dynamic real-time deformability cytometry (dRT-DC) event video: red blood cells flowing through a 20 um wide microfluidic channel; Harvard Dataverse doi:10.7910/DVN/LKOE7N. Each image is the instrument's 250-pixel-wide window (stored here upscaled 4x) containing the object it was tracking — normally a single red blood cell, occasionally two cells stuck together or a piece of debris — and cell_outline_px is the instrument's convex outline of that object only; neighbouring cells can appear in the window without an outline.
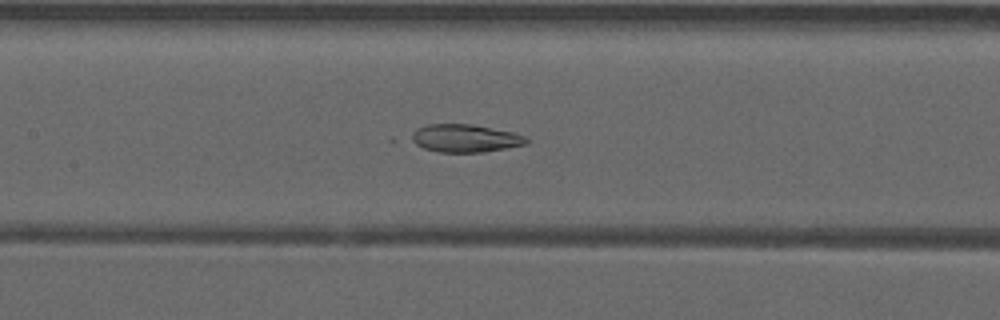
{"species": "common noctule bat (a hibernating species)", "species_latin": "Nyctalus noctula", "temperature_condition": "warm", "stored_images_in_passage": 52, "camera_frame_rate_fps": 3000, "um_per_image_px": 0.085, "animal": {"sex": "male", "forearm_length_mm": 52.5}, "frame": {"image": 1, "passage_image": 25, "time_ms": 8.0, "image_size_px": [1000, 320], "cell_outline_px": [[528, 144], [484, 152], [440, 152], [392, 144], [388, 140], [392, 136], [428, 124], [472, 124], [512, 132], [528, 136]], "centroid_in_image_um": [38.98, 11.77], "position_along_channel_um": 168.4, "area_um2": 21.1}}
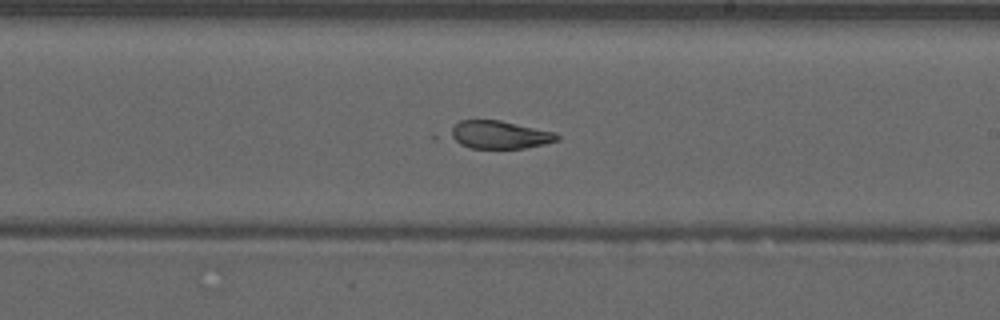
{"frame": {"image": 2, "passage_image": 31, "time_ms": 10.0, "image_size_px": [1000, 320], "cell_outline_px": [[560, 140], [544, 144], [524, 148], [468, 148], [460, 144], [448, 136], [452, 128], [460, 120], [500, 120], [556, 132], [560, 136]], "centroid_in_image_um": [42.47, 11.45], "position_along_channel_um": 246.5, "area_um2": 17.46}}
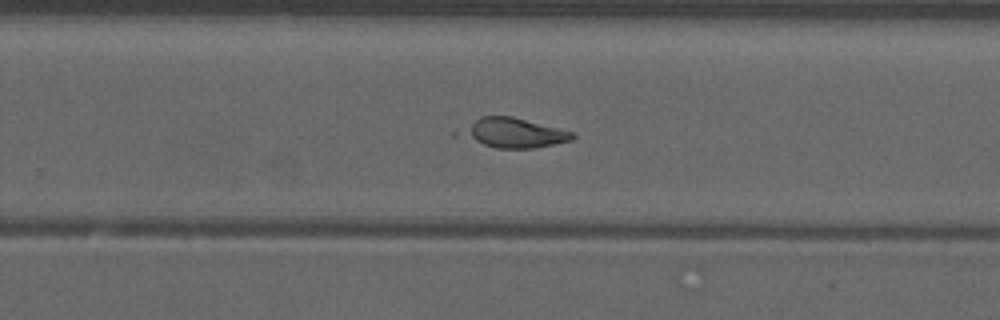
{"frame": {"image": 3, "passage_image": 34, "time_ms": 11.0, "image_size_px": [1000, 320], "cell_outline_px": [[576, 136], [572, 140], [532, 148], [496, 148], [484, 144], [468, 136], [464, 132], [480, 116], [512, 116], [576, 132]], "centroid_in_image_um": [43.86, 11.28], "position_along_channel_um": 285.9, "area_um2": 18.32}, "authors_computed_cell_mechanics": {"area_um2": 21.0103, "velocity_mm_per_s": 3.956, "shape_relaxation_time_tau1_ms": null, "shape_relaxation_time_tau2_ms": 1.7909, "deformation_change_tau1": null, "deformation_change_tau2": 0.0598}}